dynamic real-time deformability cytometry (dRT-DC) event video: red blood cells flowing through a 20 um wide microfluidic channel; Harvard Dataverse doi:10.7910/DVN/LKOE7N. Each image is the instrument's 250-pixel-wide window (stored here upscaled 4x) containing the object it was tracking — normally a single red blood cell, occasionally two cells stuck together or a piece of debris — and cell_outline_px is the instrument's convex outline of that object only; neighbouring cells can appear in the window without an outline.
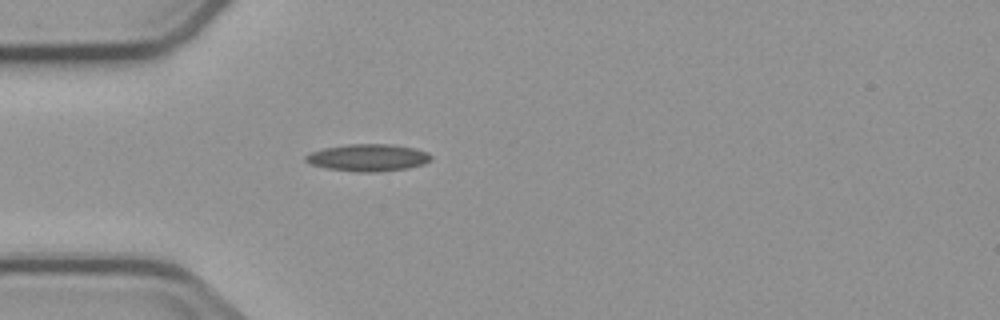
{"species": "common noctule bat (a hibernating species)", "species_latin": "Nyctalus noctula", "temperature_condition": "cold", "stored_images_in_passage": 1, "camera_frame_rate_fps": 3000, "um_per_image_px": 0.085, "animal": {"sex": "male", "body_mass_g": 23.1, "forearm_length_mm": 52.7}, "frame": {"image": 1, "passage_image": 1, "time_ms": 0.0, "image_size_px": [1000, 320], "cell_outline_px": [[432, 160], [424, 164], [408, 168], [380, 172], [356, 172], [328, 168], [308, 164], [304, 160], [304, 156], [312, 152], [324, 148], [348, 144], [392, 144], [416, 148], [428, 152], [432, 156]], "centroid_in_image_um": [31.31, 13.4], "position_along_channel_um": 53.7, "area_um2": 20.06}}